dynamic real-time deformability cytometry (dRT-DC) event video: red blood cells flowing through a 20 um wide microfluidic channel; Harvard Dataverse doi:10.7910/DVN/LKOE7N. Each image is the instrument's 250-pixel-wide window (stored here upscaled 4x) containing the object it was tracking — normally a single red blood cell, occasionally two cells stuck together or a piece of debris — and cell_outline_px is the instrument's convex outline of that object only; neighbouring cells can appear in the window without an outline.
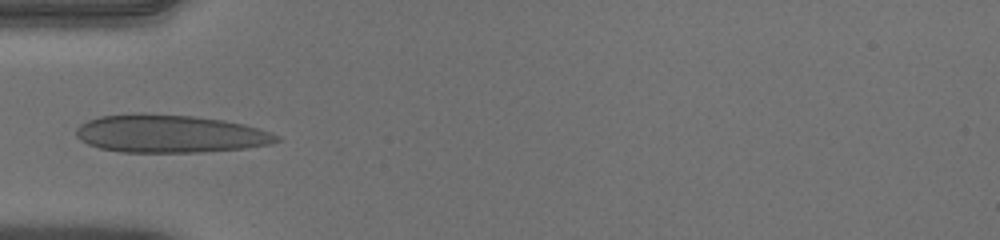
{"species": "human", "species_latin": "Homo sapiens", "temperature_condition": "warm", "stored_images_in_passage": 16, "camera_frame_rate_fps": 3000, "um_per_image_px": 0.085, "donor": {"sex": "male"}, "frame": {"image": 1, "passage_image": 1, "time_ms": 0.0, "image_size_px": [1000, 240], "cell_outline_px": [[280, 140], [268, 144], [244, 148], [200, 152], [120, 152], [100, 148], [88, 144], [80, 140], [76, 136], [76, 128], [80, 124], [88, 120], [100, 116], [140, 112], [144, 112], [192, 116], [224, 120], [244, 124], [272, 132], [280, 136]], "centroid_in_image_um": [14.41, 11.35], "position_along_channel_um": 70.6, "area_um2": 44.51}}
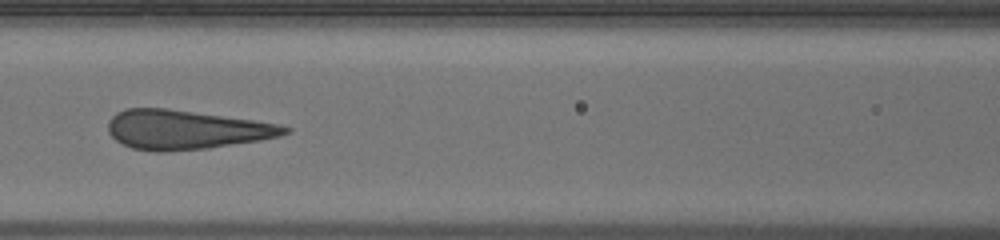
{"frame": {"image": 2, "passage_image": 7, "time_ms": 2.0, "image_size_px": [1000, 240], "cell_outline_px": [[292, 128], [288, 132], [280, 136], [260, 140], [208, 148], [168, 152], [156, 152], [132, 148], [116, 140], [108, 132], [108, 120], [116, 112], [124, 108], [164, 108], [252, 120], [280, 124]], "centroid_in_image_um": [15.76, 11.03], "position_along_channel_um": 150.8, "area_um2": 40.23}}
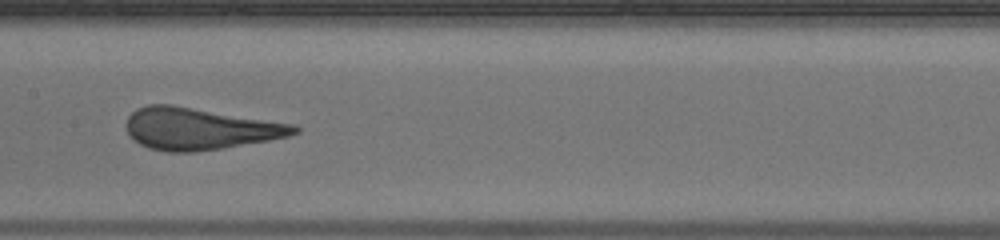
{"frame": {"image": 3, "passage_image": 10, "time_ms": 3.0, "image_size_px": [1000, 240], "cell_outline_px": [[300, 132], [288, 136], [268, 140], [224, 148], [196, 152], [168, 152], [148, 148], [132, 140], [128, 132], [128, 116], [136, 108], [148, 104], [172, 104], [296, 124], [300, 128]], "centroid_in_image_um": [16.98, 10.94], "position_along_channel_um": 190.4, "area_um2": 41.21}}